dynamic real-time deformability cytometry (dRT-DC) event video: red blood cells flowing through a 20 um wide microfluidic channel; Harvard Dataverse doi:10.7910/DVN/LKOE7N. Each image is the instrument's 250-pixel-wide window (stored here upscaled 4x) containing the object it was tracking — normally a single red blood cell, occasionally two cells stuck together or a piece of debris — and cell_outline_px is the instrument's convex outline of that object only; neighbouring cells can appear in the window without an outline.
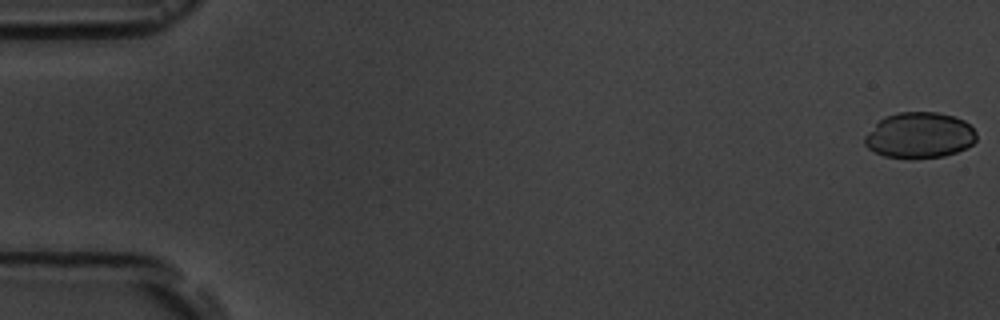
{"species": "common noctule bat (a hibernating species)", "species_latin": "Nyctalus noctula", "temperature_condition": "room temperature", "stored_images_in_passage": 4, "camera_frame_rate_fps": 3000, "um_per_image_px": 0.085, "animal": {"sex": "male", "body_mass_g": 19.5, "forearm_length_mm": 54.6}, "frame": {"image": 1, "passage_image": 1, "time_ms": 0.0, "image_size_px": [1000, 320], "cell_outline_px": [[976, 140], [972, 144], [956, 152], [944, 156], [912, 160], [908, 160], [884, 156], [868, 148], [864, 144], [864, 136], [884, 116], [900, 112], [936, 112], [952, 116], [964, 120], [976, 132]], "centroid_in_image_um": [78.14, 11.52], "position_along_channel_um": 6.9, "area_um2": 30.06}}